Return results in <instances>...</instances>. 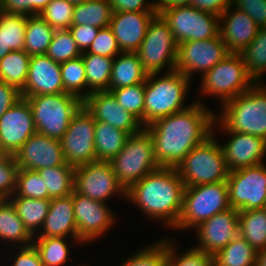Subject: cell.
<instances>
[{"label":"cell","instance_id":"6da1fadb","mask_svg":"<svg viewBox=\"0 0 266 266\" xmlns=\"http://www.w3.org/2000/svg\"><path fill=\"white\" fill-rule=\"evenodd\" d=\"M196 100L188 108L145 127L153 140L154 158L160 167L177 168L195 146L212 134L215 113Z\"/></svg>","mask_w":266,"mask_h":266},{"label":"cell","instance_id":"7a4b0ae2","mask_svg":"<svg viewBox=\"0 0 266 266\" xmlns=\"http://www.w3.org/2000/svg\"><path fill=\"white\" fill-rule=\"evenodd\" d=\"M184 182L176 168L159 167L126 191L125 200L135 204L150 221L174 229L182 210Z\"/></svg>","mask_w":266,"mask_h":266},{"label":"cell","instance_id":"3957f363","mask_svg":"<svg viewBox=\"0 0 266 266\" xmlns=\"http://www.w3.org/2000/svg\"><path fill=\"white\" fill-rule=\"evenodd\" d=\"M216 123L224 130L258 136L266 140V84L256 82L249 90L219 107Z\"/></svg>","mask_w":266,"mask_h":266},{"label":"cell","instance_id":"277c9868","mask_svg":"<svg viewBox=\"0 0 266 266\" xmlns=\"http://www.w3.org/2000/svg\"><path fill=\"white\" fill-rule=\"evenodd\" d=\"M148 74L145 81L144 128L156 120L188 108L185 104L191 80L181 72ZM159 76V78H158Z\"/></svg>","mask_w":266,"mask_h":266},{"label":"cell","instance_id":"5b68a950","mask_svg":"<svg viewBox=\"0 0 266 266\" xmlns=\"http://www.w3.org/2000/svg\"><path fill=\"white\" fill-rule=\"evenodd\" d=\"M213 127L212 134L195 146L176 170L185 187L227 181L229 170Z\"/></svg>","mask_w":266,"mask_h":266},{"label":"cell","instance_id":"8992f818","mask_svg":"<svg viewBox=\"0 0 266 266\" xmlns=\"http://www.w3.org/2000/svg\"><path fill=\"white\" fill-rule=\"evenodd\" d=\"M200 77V94L215 97L220 107L256 83L247 72L240 53L228 54Z\"/></svg>","mask_w":266,"mask_h":266},{"label":"cell","instance_id":"52a82bcc","mask_svg":"<svg viewBox=\"0 0 266 266\" xmlns=\"http://www.w3.org/2000/svg\"><path fill=\"white\" fill-rule=\"evenodd\" d=\"M229 208L227 181L185 187L181 214L173 230L194 229Z\"/></svg>","mask_w":266,"mask_h":266},{"label":"cell","instance_id":"ba28073f","mask_svg":"<svg viewBox=\"0 0 266 266\" xmlns=\"http://www.w3.org/2000/svg\"><path fill=\"white\" fill-rule=\"evenodd\" d=\"M32 109L36 131L61 140L83 101L70 93L25 97Z\"/></svg>","mask_w":266,"mask_h":266},{"label":"cell","instance_id":"9c48e42d","mask_svg":"<svg viewBox=\"0 0 266 266\" xmlns=\"http://www.w3.org/2000/svg\"><path fill=\"white\" fill-rule=\"evenodd\" d=\"M110 163L125 191L160 167L154 158L153 140L145 128L130 135Z\"/></svg>","mask_w":266,"mask_h":266},{"label":"cell","instance_id":"30bf717a","mask_svg":"<svg viewBox=\"0 0 266 266\" xmlns=\"http://www.w3.org/2000/svg\"><path fill=\"white\" fill-rule=\"evenodd\" d=\"M158 14L170 28L177 44L190 40H206L219 36V16L191 5L157 7Z\"/></svg>","mask_w":266,"mask_h":266},{"label":"cell","instance_id":"8fae6325","mask_svg":"<svg viewBox=\"0 0 266 266\" xmlns=\"http://www.w3.org/2000/svg\"><path fill=\"white\" fill-rule=\"evenodd\" d=\"M178 44L163 18L157 14L148 26L145 38L136 51L143 69L148 73L176 70Z\"/></svg>","mask_w":266,"mask_h":266},{"label":"cell","instance_id":"7c38bea8","mask_svg":"<svg viewBox=\"0 0 266 266\" xmlns=\"http://www.w3.org/2000/svg\"><path fill=\"white\" fill-rule=\"evenodd\" d=\"M265 163L229 172L227 178L230 207L238 211L266 207Z\"/></svg>","mask_w":266,"mask_h":266},{"label":"cell","instance_id":"4fadbf2b","mask_svg":"<svg viewBox=\"0 0 266 266\" xmlns=\"http://www.w3.org/2000/svg\"><path fill=\"white\" fill-rule=\"evenodd\" d=\"M95 125L93 115L82 105L60 140L67 164L77 167L96 161Z\"/></svg>","mask_w":266,"mask_h":266},{"label":"cell","instance_id":"5bb4252c","mask_svg":"<svg viewBox=\"0 0 266 266\" xmlns=\"http://www.w3.org/2000/svg\"><path fill=\"white\" fill-rule=\"evenodd\" d=\"M73 190L93 200L109 203L116 194L126 198V191L118 183L110 161H94L75 167Z\"/></svg>","mask_w":266,"mask_h":266},{"label":"cell","instance_id":"9a60e30c","mask_svg":"<svg viewBox=\"0 0 266 266\" xmlns=\"http://www.w3.org/2000/svg\"><path fill=\"white\" fill-rule=\"evenodd\" d=\"M228 54L230 52L220 35L206 40L185 41L178 44L176 70L192 81L196 72L202 76Z\"/></svg>","mask_w":266,"mask_h":266},{"label":"cell","instance_id":"2e32d148","mask_svg":"<svg viewBox=\"0 0 266 266\" xmlns=\"http://www.w3.org/2000/svg\"><path fill=\"white\" fill-rule=\"evenodd\" d=\"M72 200L78 237L85 244L103 237L111 227H114L116 214L107 205L108 203L93 200L74 190Z\"/></svg>","mask_w":266,"mask_h":266},{"label":"cell","instance_id":"e0dca14e","mask_svg":"<svg viewBox=\"0 0 266 266\" xmlns=\"http://www.w3.org/2000/svg\"><path fill=\"white\" fill-rule=\"evenodd\" d=\"M36 132L30 104L21 98L0 117V153L15 155Z\"/></svg>","mask_w":266,"mask_h":266},{"label":"cell","instance_id":"ac0fdd59","mask_svg":"<svg viewBox=\"0 0 266 266\" xmlns=\"http://www.w3.org/2000/svg\"><path fill=\"white\" fill-rule=\"evenodd\" d=\"M194 230L198 243L193 247L214 256L239 234V211L231 207L210 217Z\"/></svg>","mask_w":266,"mask_h":266},{"label":"cell","instance_id":"d6986e66","mask_svg":"<svg viewBox=\"0 0 266 266\" xmlns=\"http://www.w3.org/2000/svg\"><path fill=\"white\" fill-rule=\"evenodd\" d=\"M216 125L225 132V135H229L228 141L224 144L220 143L229 172L264 163L263 160L266 155L265 139L250 134L226 131L214 120L213 127Z\"/></svg>","mask_w":266,"mask_h":266},{"label":"cell","instance_id":"ffe728a7","mask_svg":"<svg viewBox=\"0 0 266 266\" xmlns=\"http://www.w3.org/2000/svg\"><path fill=\"white\" fill-rule=\"evenodd\" d=\"M14 157L19 169L37 171L66 164L61 141L39 132L32 135Z\"/></svg>","mask_w":266,"mask_h":266},{"label":"cell","instance_id":"44dd1931","mask_svg":"<svg viewBox=\"0 0 266 266\" xmlns=\"http://www.w3.org/2000/svg\"><path fill=\"white\" fill-rule=\"evenodd\" d=\"M83 105L96 121H103L130 135L140 132L144 127L141 122L127 112L110 91L92 92Z\"/></svg>","mask_w":266,"mask_h":266},{"label":"cell","instance_id":"7402d4cb","mask_svg":"<svg viewBox=\"0 0 266 266\" xmlns=\"http://www.w3.org/2000/svg\"><path fill=\"white\" fill-rule=\"evenodd\" d=\"M21 97L64 93L60 63L47 55H33L29 61L28 77Z\"/></svg>","mask_w":266,"mask_h":266},{"label":"cell","instance_id":"603a6c76","mask_svg":"<svg viewBox=\"0 0 266 266\" xmlns=\"http://www.w3.org/2000/svg\"><path fill=\"white\" fill-rule=\"evenodd\" d=\"M158 12H113L109 27L121 52H136L145 38L152 19Z\"/></svg>","mask_w":266,"mask_h":266},{"label":"cell","instance_id":"cb8c5ba5","mask_svg":"<svg viewBox=\"0 0 266 266\" xmlns=\"http://www.w3.org/2000/svg\"><path fill=\"white\" fill-rule=\"evenodd\" d=\"M219 24V34L230 53H241L259 30L250 16L232 5L219 16Z\"/></svg>","mask_w":266,"mask_h":266},{"label":"cell","instance_id":"d4e9b609","mask_svg":"<svg viewBox=\"0 0 266 266\" xmlns=\"http://www.w3.org/2000/svg\"><path fill=\"white\" fill-rule=\"evenodd\" d=\"M73 243L85 244L79 237L75 220L72 193L54 198L50 201V208L42 228L34 238L69 237Z\"/></svg>","mask_w":266,"mask_h":266},{"label":"cell","instance_id":"484cf974","mask_svg":"<svg viewBox=\"0 0 266 266\" xmlns=\"http://www.w3.org/2000/svg\"><path fill=\"white\" fill-rule=\"evenodd\" d=\"M34 236L28 231L8 199H0V241L10 247L31 245ZM9 242V243H8ZM13 246H12V244ZM15 244H17L15 246Z\"/></svg>","mask_w":266,"mask_h":266},{"label":"cell","instance_id":"4316f807","mask_svg":"<svg viewBox=\"0 0 266 266\" xmlns=\"http://www.w3.org/2000/svg\"><path fill=\"white\" fill-rule=\"evenodd\" d=\"M147 76L136 52H121L113 61L110 89L145 83Z\"/></svg>","mask_w":266,"mask_h":266},{"label":"cell","instance_id":"83f0119b","mask_svg":"<svg viewBox=\"0 0 266 266\" xmlns=\"http://www.w3.org/2000/svg\"><path fill=\"white\" fill-rule=\"evenodd\" d=\"M81 56L85 66L86 98L92 92L108 91L114 58L93 53H82Z\"/></svg>","mask_w":266,"mask_h":266},{"label":"cell","instance_id":"f1b7e54d","mask_svg":"<svg viewBox=\"0 0 266 266\" xmlns=\"http://www.w3.org/2000/svg\"><path fill=\"white\" fill-rule=\"evenodd\" d=\"M130 136L103 121H96L94 144L96 161H111L124 147Z\"/></svg>","mask_w":266,"mask_h":266},{"label":"cell","instance_id":"f546056e","mask_svg":"<svg viewBox=\"0 0 266 266\" xmlns=\"http://www.w3.org/2000/svg\"><path fill=\"white\" fill-rule=\"evenodd\" d=\"M239 235L256 251L266 248V207L239 211Z\"/></svg>","mask_w":266,"mask_h":266},{"label":"cell","instance_id":"4dcf8cb0","mask_svg":"<svg viewBox=\"0 0 266 266\" xmlns=\"http://www.w3.org/2000/svg\"><path fill=\"white\" fill-rule=\"evenodd\" d=\"M28 231L35 236L44 223L50 208V201L26 197H10L8 199Z\"/></svg>","mask_w":266,"mask_h":266},{"label":"cell","instance_id":"1f68e13d","mask_svg":"<svg viewBox=\"0 0 266 266\" xmlns=\"http://www.w3.org/2000/svg\"><path fill=\"white\" fill-rule=\"evenodd\" d=\"M112 13L108 0H88L74 5L71 26L89 25L105 28L110 25Z\"/></svg>","mask_w":266,"mask_h":266},{"label":"cell","instance_id":"d6a6232c","mask_svg":"<svg viewBox=\"0 0 266 266\" xmlns=\"http://www.w3.org/2000/svg\"><path fill=\"white\" fill-rule=\"evenodd\" d=\"M55 29L39 15L27 16L24 51L29 55H45Z\"/></svg>","mask_w":266,"mask_h":266},{"label":"cell","instance_id":"836d02e7","mask_svg":"<svg viewBox=\"0 0 266 266\" xmlns=\"http://www.w3.org/2000/svg\"><path fill=\"white\" fill-rule=\"evenodd\" d=\"M257 251L239 234L214 255V266H256Z\"/></svg>","mask_w":266,"mask_h":266},{"label":"cell","instance_id":"e575fe53","mask_svg":"<svg viewBox=\"0 0 266 266\" xmlns=\"http://www.w3.org/2000/svg\"><path fill=\"white\" fill-rule=\"evenodd\" d=\"M30 58L24 50L10 51L0 60V81L21 91L27 81Z\"/></svg>","mask_w":266,"mask_h":266},{"label":"cell","instance_id":"d590c367","mask_svg":"<svg viewBox=\"0 0 266 266\" xmlns=\"http://www.w3.org/2000/svg\"><path fill=\"white\" fill-rule=\"evenodd\" d=\"M75 167L65 164L37 170L47 188L49 200L70 195L73 192Z\"/></svg>","mask_w":266,"mask_h":266},{"label":"cell","instance_id":"8d00e7d4","mask_svg":"<svg viewBox=\"0 0 266 266\" xmlns=\"http://www.w3.org/2000/svg\"><path fill=\"white\" fill-rule=\"evenodd\" d=\"M247 72L255 82H263L266 72V27L259 28L252 42L240 53Z\"/></svg>","mask_w":266,"mask_h":266},{"label":"cell","instance_id":"74e56055","mask_svg":"<svg viewBox=\"0 0 266 266\" xmlns=\"http://www.w3.org/2000/svg\"><path fill=\"white\" fill-rule=\"evenodd\" d=\"M67 237L34 238L32 244L37 249L44 266H64L69 259Z\"/></svg>","mask_w":266,"mask_h":266},{"label":"cell","instance_id":"f35d334b","mask_svg":"<svg viewBox=\"0 0 266 266\" xmlns=\"http://www.w3.org/2000/svg\"><path fill=\"white\" fill-rule=\"evenodd\" d=\"M26 26V15L0 11V30L3 31L6 51L24 50Z\"/></svg>","mask_w":266,"mask_h":266},{"label":"cell","instance_id":"ab89813d","mask_svg":"<svg viewBox=\"0 0 266 266\" xmlns=\"http://www.w3.org/2000/svg\"><path fill=\"white\" fill-rule=\"evenodd\" d=\"M61 78L66 93L86 99V75L82 56L60 64Z\"/></svg>","mask_w":266,"mask_h":266},{"label":"cell","instance_id":"60d3db41","mask_svg":"<svg viewBox=\"0 0 266 266\" xmlns=\"http://www.w3.org/2000/svg\"><path fill=\"white\" fill-rule=\"evenodd\" d=\"M117 102L135 116L144 127L145 83L109 89Z\"/></svg>","mask_w":266,"mask_h":266},{"label":"cell","instance_id":"b9f144b4","mask_svg":"<svg viewBox=\"0 0 266 266\" xmlns=\"http://www.w3.org/2000/svg\"><path fill=\"white\" fill-rule=\"evenodd\" d=\"M125 259L120 266H167V237L152 245L143 246Z\"/></svg>","mask_w":266,"mask_h":266},{"label":"cell","instance_id":"7bdbcfd3","mask_svg":"<svg viewBox=\"0 0 266 266\" xmlns=\"http://www.w3.org/2000/svg\"><path fill=\"white\" fill-rule=\"evenodd\" d=\"M11 197H26L31 199L49 200L47 188L43 178L37 171L19 169L17 173L16 189Z\"/></svg>","mask_w":266,"mask_h":266},{"label":"cell","instance_id":"ee69618b","mask_svg":"<svg viewBox=\"0 0 266 266\" xmlns=\"http://www.w3.org/2000/svg\"><path fill=\"white\" fill-rule=\"evenodd\" d=\"M81 54L69 29L55 30L53 39L45 53L60 64L78 58Z\"/></svg>","mask_w":266,"mask_h":266},{"label":"cell","instance_id":"f6af8a7d","mask_svg":"<svg viewBox=\"0 0 266 266\" xmlns=\"http://www.w3.org/2000/svg\"><path fill=\"white\" fill-rule=\"evenodd\" d=\"M171 240L167 237V266H214V256L194 247L179 254L176 243Z\"/></svg>","mask_w":266,"mask_h":266},{"label":"cell","instance_id":"bcb514c9","mask_svg":"<svg viewBox=\"0 0 266 266\" xmlns=\"http://www.w3.org/2000/svg\"><path fill=\"white\" fill-rule=\"evenodd\" d=\"M74 5L67 0H51L38 14L55 30L69 29L72 25Z\"/></svg>","mask_w":266,"mask_h":266},{"label":"cell","instance_id":"7dc6e473","mask_svg":"<svg viewBox=\"0 0 266 266\" xmlns=\"http://www.w3.org/2000/svg\"><path fill=\"white\" fill-rule=\"evenodd\" d=\"M18 170L14 155H0V199H9L14 194Z\"/></svg>","mask_w":266,"mask_h":266},{"label":"cell","instance_id":"c3c4849f","mask_svg":"<svg viewBox=\"0 0 266 266\" xmlns=\"http://www.w3.org/2000/svg\"><path fill=\"white\" fill-rule=\"evenodd\" d=\"M93 53L103 57L115 58L121 50L112 29L108 26L99 29L96 38L86 52Z\"/></svg>","mask_w":266,"mask_h":266},{"label":"cell","instance_id":"681fc988","mask_svg":"<svg viewBox=\"0 0 266 266\" xmlns=\"http://www.w3.org/2000/svg\"><path fill=\"white\" fill-rule=\"evenodd\" d=\"M232 6L250 16L259 28L266 27V0H233Z\"/></svg>","mask_w":266,"mask_h":266},{"label":"cell","instance_id":"f907efd6","mask_svg":"<svg viewBox=\"0 0 266 266\" xmlns=\"http://www.w3.org/2000/svg\"><path fill=\"white\" fill-rule=\"evenodd\" d=\"M112 12H158L155 0H108Z\"/></svg>","mask_w":266,"mask_h":266},{"label":"cell","instance_id":"816d5d0a","mask_svg":"<svg viewBox=\"0 0 266 266\" xmlns=\"http://www.w3.org/2000/svg\"><path fill=\"white\" fill-rule=\"evenodd\" d=\"M100 28L89 25H77L71 26L69 31L71 32L78 49L81 53L86 52L94 39Z\"/></svg>","mask_w":266,"mask_h":266},{"label":"cell","instance_id":"f5cc1de1","mask_svg":"<svg viewBox=\"0 0 266 266\" xmlns=\"http://www.w3.org/2000/svg\"><path fill=\"white\" fill-rule=\"evenodd\" d=\"M18 250V251H16ZM16 251V252H15ZM10 266H44L37 249L33 244L23 247H15ZM17 253V254H16Z\"/></svg>","mask_w":266,"mask_h":266},{"label":"cell","instance_id":"db71d44e","mask_svg":"<svg viewBox=\"0 0 266 266\" xmlns=\"http://www.w3.org/2000/svg\"><path fill=\"white\" fill-rule=\"evenodd\" d=\"M21 98V92L16 87L0 81V117Z\"/></svg>","mask_w":266,"mask_h":266},{"label":"cell","instance_id":"11a10c76","mask_svg":"<svg viewBox=\"0 0 266 266\" xmlns=\"http://www.w3.org/2000/svg\"><path fill=\"white\" fill-rule=\"evenodd\" d=\"M233 0H191L190 5L205 12L220 16Z\"/></svg>","mask_w":266,"mask_h":266},{"label":"cell","instance_id":"9f6ffc18","mask_svg":"<svg viewBox=\"0 0 266 266\" xmlns=\"http://www.w3.org/2000/svg\"><path fill=\"white\" fill-rule=\"evenodd\" d=\"M0 11L30 16V0H0Z\"/></svg>","mask_w":266,"mask_h":266},{"label":"cell","instance_id":"6f0895ef","mask_svg":"<svg viewBox=\"0 0 266 266\" xmlns=\"http://www.w3.org/2000/svg\"><path fill=\"white\" fill-rule=\"evenodd\" d=\"M157 7L188 6L191 0H155Z\"/></svg>","mask_w":266,"mask_h":266},{"label":"cell","instance_id":"680465c9","mask_svg":"<svg viewBox=\"0 0 266 266\" xmlns=\"http://www.w3.org/2000/svg\"><path fill=\"white\" fill-rule=\"evenodd\" d=\"M51 0H30V16L38 15Z\"/></svg>","mask_w":266,"mask_h":266},{"label":"cell","instance_id":"91938a15","mask_svg":"<svg viewBox=\"0 0 266 266\" xmlns=\"http://www.w3.org/2000/svg\"><path fill=\"white\" fill-rule=\"evenodd\" d=\"M256 266H266V248L257 251Z\"/></svg>","mask_w":266,"mask_h":266},{"label":"cell","instance_id":"94428289","mask_svg":"<svg viewBox=\"0 0 266 266\" xmlns=\"http://www.w3.org/2000/svg\"><path fill=\"white\" fill-rule=\"evenodd\" d=\"M10 51H6L3 40V31L0 30V60L6 56Z\"/></svg>","mask_w":266,"mask_h":266},{"label":"cell","instance_id":"6125c7cd","mask_svg":"<svg viewBox=\"0 0 266 266\" xmlns=\"http://www.w3.org/2000/svg\"><path fill=\"white\" fill-rule=\"evenodd\" d=\"M68 2H70L73 5H77V4H82L88 0H67Z\"/></svg>","mask_w":266,"mask_h":266}]
</instances>
